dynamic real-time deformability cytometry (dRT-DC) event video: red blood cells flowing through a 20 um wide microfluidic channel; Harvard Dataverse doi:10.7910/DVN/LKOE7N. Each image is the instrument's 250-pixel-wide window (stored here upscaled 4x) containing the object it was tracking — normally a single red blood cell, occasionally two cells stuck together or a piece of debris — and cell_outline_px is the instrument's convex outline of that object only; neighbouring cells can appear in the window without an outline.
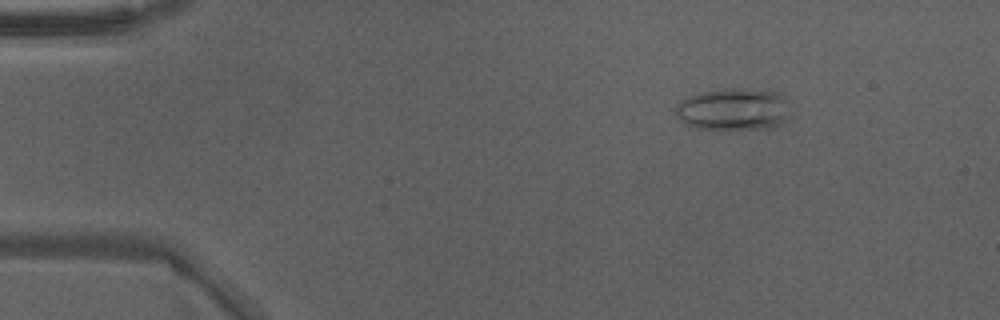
{"species": "Egyptian fruit bat (a non-hibernating species)", "species_latin": "Rousettus aegyptiacus", "temperature_condition": "warm", "stored_images_in_passage": 48, "camera_frame_rate_fps": 3000, "um_per_image_px": 0.085, "animal": {"sex": "male"}, "frame": {"image": 1, "passage_image": 7, "time_ms": 2.0, "image_size_px": [1000, 320], "cell_outline_px": [[792, 112], [780, 124], [768, 128], [728, 132], [696, 128], [684, 124], [676, 116], [676, 104], [684, 96], [704, 92], [732, 88], [780, 92], [784, 96]], "centroid_in_image_um": [62.33, 9.34], "position_along_channel_um": 22.7, "area_um2": 29.13}}
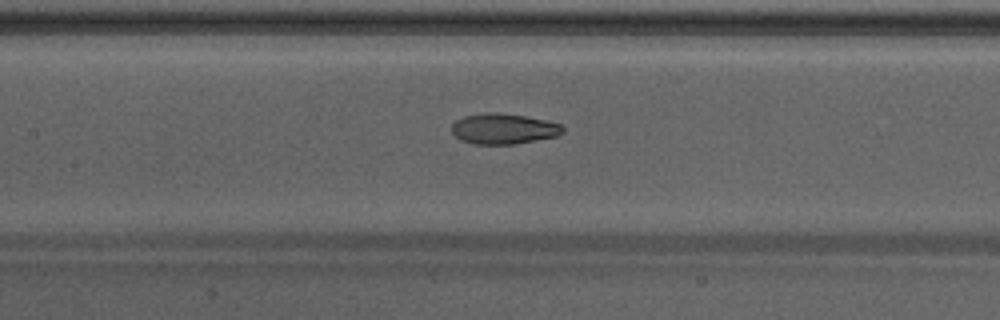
{"frame": {"image": 2, "passage_image": 23, "time_ms": 7.333, "image_size_px": [1000, 320], "cell_outline_px": [[564, 132], [556, 136], [536, 140], [512, 144], [472, 144], [460, 140], [452, 132], [452, 124], [456, 120], [464, 116], [484, 112], [496, 112], [524, 116], [544, 120], [560, 124], [564, 128]], "centroid_in_image_um": [42.77, 10.94], "position_along_channel_um": 164.6, "area_um2": 19.71}}
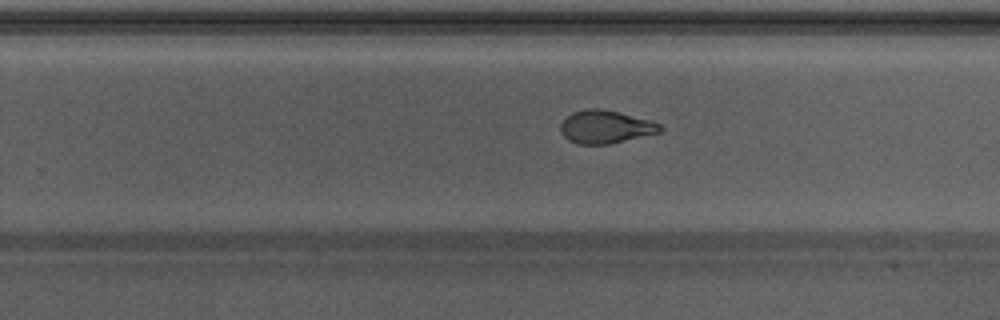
{"frame": {"image": 3, "passage_image": 31, "time_ms": 10.0, "image_size_px": [1000, 320], "cell_outline_px": [[664, 128], [660, 132], [608, 144], [576, 144], [568, 140], [560, 132], [560, 124], [572, 112], [588, 108], [604, 108], [648, 120], [660, 124]], "centroid_in_image_um": [51.44, 10.78], "position_along_channel_um": 278.4, "area_um2": 19.07}, "authors_computed_cell_mechanics": {"area_um2": 20.9236, "velocity_mm_per_s": 4.2861, "shape_relaxation_time_tau1_ms": null, "shape_relaxation_time_tau2_ms": 1.8033, "deformation_change_tau1": null, "deformation_change_tau2": 0.0873}}